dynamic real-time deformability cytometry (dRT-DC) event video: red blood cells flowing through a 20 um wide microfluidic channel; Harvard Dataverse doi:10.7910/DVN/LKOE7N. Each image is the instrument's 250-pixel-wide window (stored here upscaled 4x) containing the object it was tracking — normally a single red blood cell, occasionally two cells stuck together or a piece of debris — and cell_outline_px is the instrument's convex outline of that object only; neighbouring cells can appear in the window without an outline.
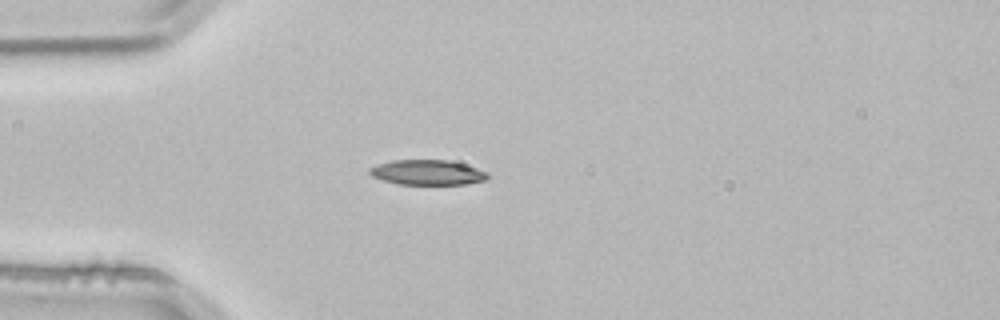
{"species": "common noctule bat (a hibernating species)", "species_latin": "Nyctalus noctula", "temperature_condition": "room temperature", "stored_images_in_passage": 1, "camera_frame_rate_fps": 3000, "um_per_image_px": 0.085, "animal": {"sex": "male", "body_mass_g": 21.5, "forearm_length_mm": 52.0}, "frame": {"image": 1, "passage_image": 1, "time_ms": 0.0, "image_size_px": [1000, 320], "cell_outline_px": [[488, 180], [468, 184], [396, 184], [372, 176], [368, 172], [368, 168], [392, 160], [448, 160], [464, 164], [488, 172]], "centroid_in_image_um": [36.35, 14.66], "position_along_channel_um": 48.6, "area_um2": 17.22}}